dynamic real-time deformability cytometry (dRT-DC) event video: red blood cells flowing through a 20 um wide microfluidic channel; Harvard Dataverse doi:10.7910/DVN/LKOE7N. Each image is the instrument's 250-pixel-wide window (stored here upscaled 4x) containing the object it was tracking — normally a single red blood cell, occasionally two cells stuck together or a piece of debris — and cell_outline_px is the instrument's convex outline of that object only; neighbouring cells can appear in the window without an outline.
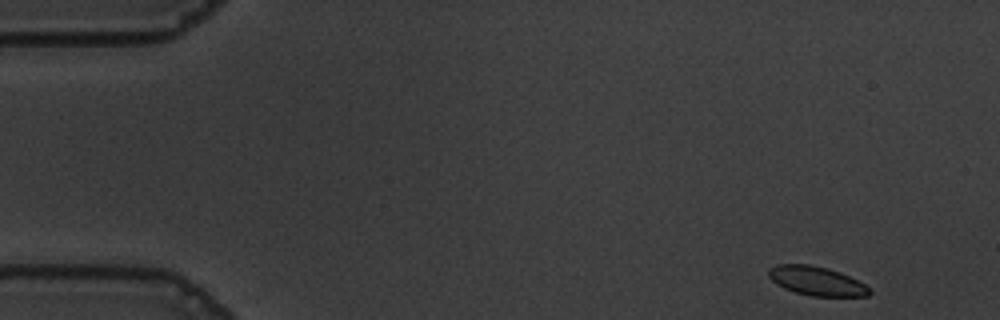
{"species": "common noctule bat (a hibernating species)", "species_latin": "Nyctalus noctula", "temperature_condition": "warm", "stored_images_in_passage": 53, "camera_frame_rate_fps": 3000, "um_per_image_px": 0.085, "animal": {"sex": "male", "body_mass_g": 19.5, "forearm_length_mm": 54.6}, "frame": {"image": 1, "passage_image": 1, "time_ms": 0.0, "image_size_px": [1000, 320], "cell_outline_px": [[872, 292], [868, 296], [812, 296], [796, 292], [784, 288], [776, 284], [768, 276], [768, 268], [776, 264], [808, 264], [828, 268], [840, 272], [872, 288]], "centroid_in_image_um": [69.4, 23.88], "position_along_channel_um": 15.6, "area_um2": 17.11}}
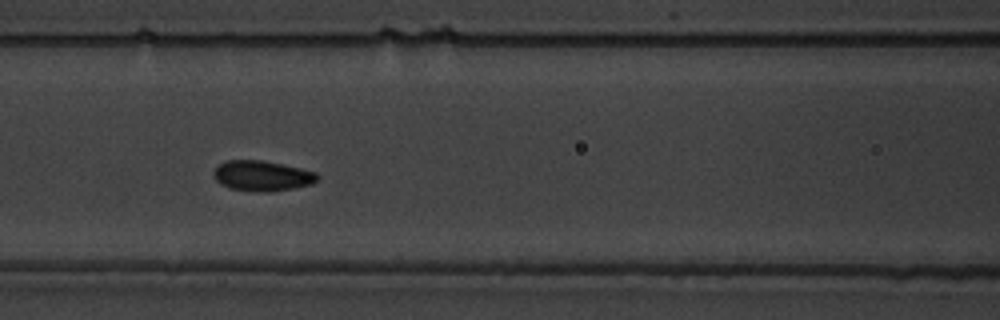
{"frame": {"image": 2, "passage_image": 21, "time_ms": 6.667, "image_size_px": [1000, 320], "cell_outline_px": [[320, 176], [312, 184], [272, 192], [256, 192], [228, 188], [220, 184], [212, 176], [212, 172], [216, 164], [228, 160], [260, 160], [300, 168], [316, 172]], "centroid_in_image_um": [22.22, 14.95], "position_along_channel_um": 144.4, "area_um2": 18.55}}
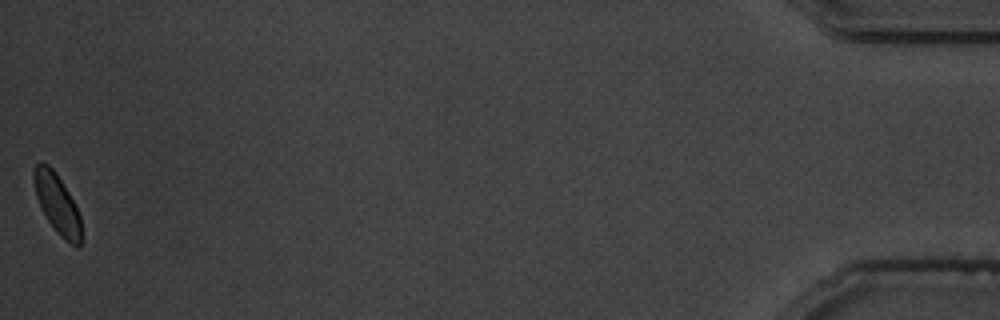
{"frame": {"image": 3, "passage_image": 53, "time_ms": 17.333, "image_size_px": [1000, 320], "cell_outline_px": [[80, 248], [76, 248], [60, 236], [56, 232], [48, 220], [36, 196], [32, 176], [32, 172], [36, 164], [40, 160], [48, 164], [56, 172], [68, 192], [80, 216]], "centroid_in_image_um": [4.83, 17.29], "position_along_channel_um": 430.4, "area_um2": 16.3}, "authors_computed_cell_mechanics": {"area_um2": 17.6868, "velocity_mm_per_s": 3.572, "shape_relaxation_time_tau1_ms": null, "shape_relaxation_time_tau2_ms": 0.8045, "deformation_change_tau1": null, "deformation_change_tau2": 0.0484}}